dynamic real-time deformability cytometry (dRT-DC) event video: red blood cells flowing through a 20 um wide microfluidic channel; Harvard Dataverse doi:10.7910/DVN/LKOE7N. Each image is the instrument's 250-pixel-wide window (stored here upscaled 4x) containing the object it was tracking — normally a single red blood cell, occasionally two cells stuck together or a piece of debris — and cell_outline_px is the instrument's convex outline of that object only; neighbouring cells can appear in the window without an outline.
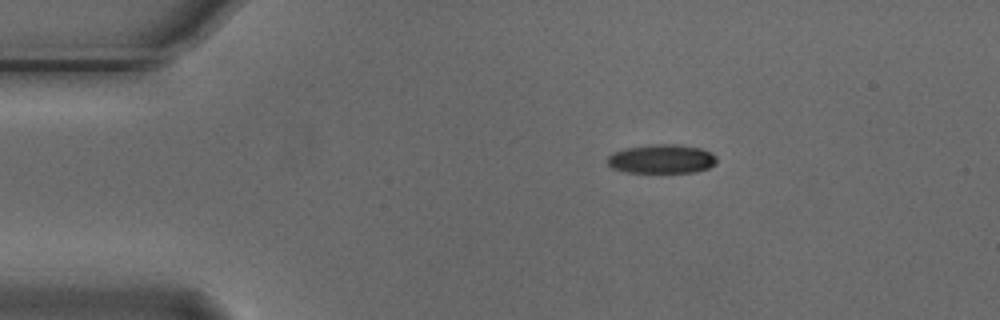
{"species": "Egyptian fruit bat (a non-hibernating species)", "species_latin": "Rousettus aegyptiacus", "temperature_condition": "cold", "stored_images_in_passage": 46, "camera_frame_rate_fps": 3000, "um_per_image_px": 0.085, "animal": {"sex": "male"}, "frame": {"image": 1, "passage_image": 1, "time_ms": 0.0, "image_size_px": [1000, 320], "cell_outline_px": [[716, 164], [708, 168], [696, 172], [624, 172], [612, 168], [604, 160], [612, 152], [624, 148], [652, 144], [676, 144], [700, 148], [712, 152], [716, 156]], "centroid_in_image_um": [56.21, 13.5], "position_along_channel_um": 28.8, "area_um2": 18.73}}
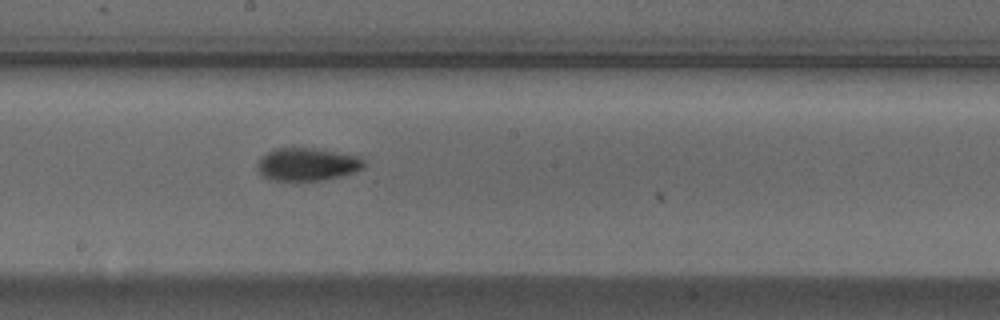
{"frame": {"image": 2, "passage_image": 21, "time_ms": 6.667, "image_size_px": [1000, 320], "cell_outline_px": [[364, 168], [356, 172], [324, 180], [272, 180], [264, 176], [256, 168], [256, 164], [260, 156], [276, 148], [292, 144], [360, 156], [364, 160]], "centroid_in_image_um": [26.09, 13.92], "position_along_channel_um": 222.1, "area_um2": 21.04}}
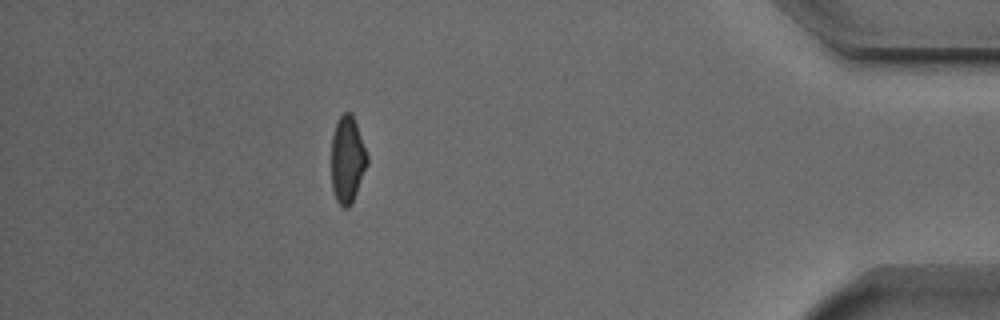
{"frame": {"image": 3, "passage_image": 40, "time_ms": 13.0, "image_size_px": [1000, 320], "cell_outline_px": [[368, 164], [356, 192], [348, 208], [344, 208], [336, 200], [332, 188], [332, 136], [336, 124], [340, 116], [344, 112], [352, 112], [368, 156]], "centroid_in_image_um": [29.53, 13.54], "position_along_channel_um": 405.7, "area_um2": 17.92}, "authors_computed_cell_mechanics": {"area_um2": 19.5364, "velocity_mm_per_s": 3.7221, "shape_relaxation_time_tau1_ms": 3.6781, "shape_relaxation_time_tau2_ms": 2.6798, "deformation_change_tau1": 0.1345, "deformation_change_tau2": 0.0783}}